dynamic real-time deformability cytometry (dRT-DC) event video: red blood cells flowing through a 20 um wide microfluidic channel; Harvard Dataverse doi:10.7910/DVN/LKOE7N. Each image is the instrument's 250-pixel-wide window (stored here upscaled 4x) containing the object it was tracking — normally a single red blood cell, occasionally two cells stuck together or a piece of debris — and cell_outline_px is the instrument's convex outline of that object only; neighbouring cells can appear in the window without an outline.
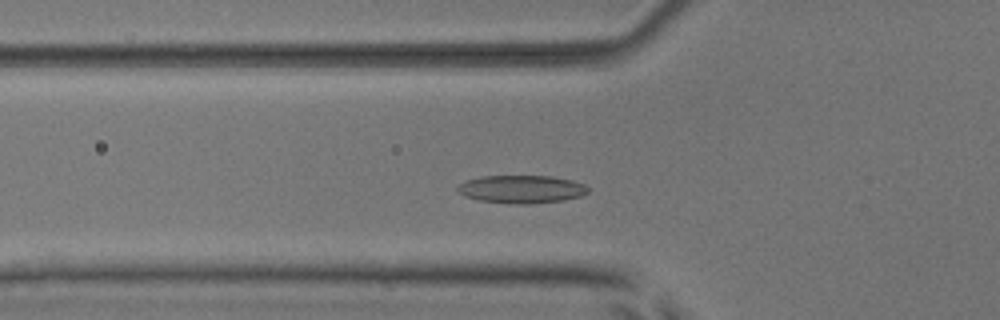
{"species": "common noctule bat (a hibernating species)", "species_latin": "Nyctalus noctula", "temperature_condition": "room temperature", "stored_images_in_passage": 47, "camera_frame_rate_fps": 3000, "um_per_image_px": 0.085, "animal": {"sex": "male", "body_mass_g": 17.9, "forearm_length_mm": 54.2}, "frame": {"image": 1, "passage_image": 12, "time_ms": 3.667, "image_size_px": [1000, 320], "cell_outline_px": [[588, 192], [580, 196], [564, 200], [528, 204], [516, 204], [480, 200], [464, 196], [456, 192], [456, 188], [464, 180], [480, 176], [552, 176], [572, 180], [584, 184], [588, 188]], "centroid_in_image_um": [44.29, 16.07], "position_along_channel_um": 81.5, "area_um2": 21.33}}
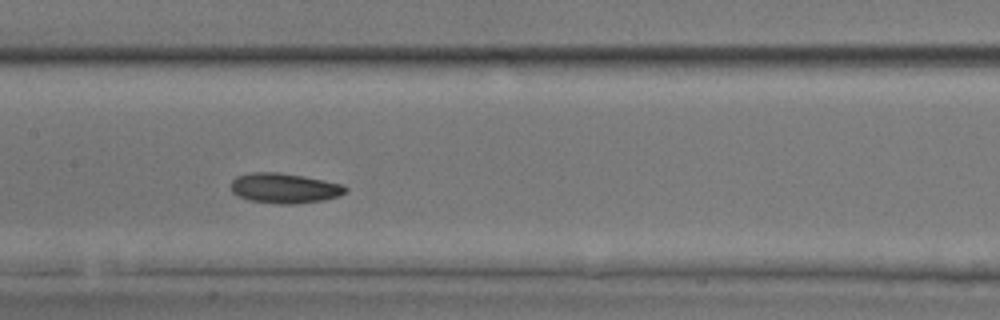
{"frame": {"image": 2, "passage_image": 20, "time_ms": 6.333, "image_size_px": [1000, 320], "cell_outline_px": [[348, 188], [340, 196], [324, 200], [292, 204], [280, 204], [248, 200], [232, 192], [232, 180], [236, 176], [252, 172], [276, 172], [304, 176], [344, 184]], "centroid_in_image_um": [24.2, 15.99], "position_along_channel_um": 183.2, "area_um2": 20.06}}
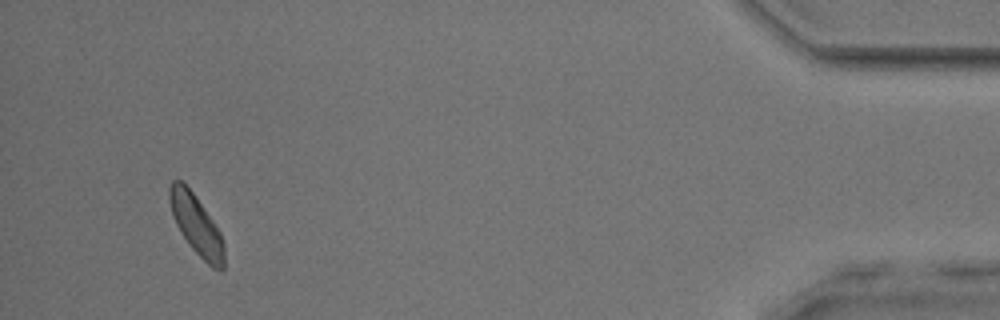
{"frame": {"image": 3, "passage_image": 44, "time_ms": 14.333, "image_size_px": [1000, 320], "cell_outline_px": [[224, 268], [220, 272], [212, 268], [192, 248], [180, 232], [172, 216], [168, 200], [168, 188], [172, 180], [180, 180], [192, 192], [212, 220], [220, 232], [224, 244]], "centroid_in_image_um": [16.67, 19.13], "position_along_channel_um": 418.5, "area_um2": 18.9}, "authors_computed_cell_mechanics": {"area_um2": 19.5364, "velocity_mm_per_s": 3.8267, "shape_relaxation_time_tau1_ms": 2.8373, "shape_relaxation_time_tau2_ms": 7.6022, "deformation_change_tau1": 0.1061, "deformation_change_tau2": 0.1319}}